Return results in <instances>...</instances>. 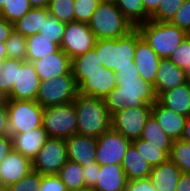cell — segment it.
I'll use <instances>...</instances> for the list:
<instances>
[{
	"label": "cell",
	"mask_w": 190,
	"mask_h": 191,
	"mask_svg": "<svg viewBox=\"0 0 190 191\" xmlns=\"http://www.w3.org/2000/svg\"><path fill=\"white\" fill-rule=\"evenodd\" d=\"M42 126L51 138L67 139L77 134V112L74 103L45 107Z\"/></svg>",
	"instance_id": "8992f818"
},
{
	"label": "cell",
	"mask_w": 190,
	"mask_h": 191,
	"mask_svg": "<svg viewBox=\"0 0 190 191\" xmlns=\"http://www.w3.org/2000/svg\"><path fill=\"white\" fill-rule=\"evenodd\" d=\"M42 174L31 170L25 177L18 182L7 187L9 191H39Z\"/></svg>",
	"instance_id": "60d3db41"
},
{
	"label": "cell",
	"mask_w": 190,
	"mask_h": 191,
	"mask_svg": "<svg viewBox=\"0 0 190 191\" xmlns=\"http://www.w3.org/2000/svg\"><path fill=\"white\" fill-rule=\"evenodd\" d=\"M68 161L65 139L49 137L32 161V170L42 175L58 174Z\"/></svg>",
	"instance_id": "9c48e42d"
},
{
	"label": "cell",
	"mask_w": 190,
	"mask_h": 191,
	"mask_svg": "<svg viewBox=\"0 0 190 191\" xmlns=\"http://www.w3.org/2000/svg\"><path fill=\"white\" fill-rule=\"evenodd\" d=\"M102 2L116 3L117 0H102Z\"/></svg>",
	"instance_id": "680465c9"
},
{
	"label": "cell",
	"mask_w": 190,
	"mask_h": 191,
	"mask_svg": "<svg viewBox=\"0 0 190 191\" xmlns=\"http://www.w3.org/2000/svg\"><path fill=\"white\" fill-rule=\"evenodd\" d=\"M77 134L98 138L111 128V116L104 99L77 94Z\"/></svg>",
	"instance_id": "7a4b0ae2"
},
{
	"label": "cell",
	"mask_w": 190,
	"mask_h": 191,
	"mask_svg": "<svg viewBox=\"0 0 190 191\" xmlns=\"http://www.w3.org/2000/svg\"><path fill=\"white\" fill-rule=\"evenodd\" d=\"M0 103H7V98L2 93H0Z\"/></svg>",
	"instance_id": "9f6ffc18"
},
{
	"label": "cell",
	"mask_w": 190,
	"mask_h": 191,
	"mask_svg": "<svg viewBox=\"0 0 190 191\" xmlns=\"http://www.w3.org/2000/svg\"><path fill=\"white\" fill-rule=\"evenodd\" d=\"M98 4L97 0H75L74 21L88 23Z\"/></svg>",
	"instance_id": "b9f144b4"
},
{
	"label": "cell",
	"mask_w": 190,
	"mask_h": 191,
	"mask_svg": "<svg viewBox=\"0 0 190 191\" xmlns=\"http://www.w3.org/2000/svg\"><path fill=\"white\" fill-rule=\"evenodd\" d=\"M163 0H142L145 12L151 17L159 7V3Z\"/></svg>",
	"instance_id": "f907efd6"
},
{
	"label": "cell",
	"mask_w": 190,
	"mask_h": 191,
	"mask_svg": "<svg viewBox=\"0 0 190 191\" xmlns=\"http://www.w3.org/2000/svg\"><path fill=\"white\" fill-rule=\"evenodd\" d=\"M122 167L128 181L148 178L152 170V166L132 144L127 148L122 161Z\"/></svg>",
	"instance_id": "d4e9b609"
},
{
	"label": "cell",
	"mask_w": 190,
	"mask_h": 191,
	"mask_svg": "<svg viewBox=\"0 0 190 191\" xmlns=\"http://www.w3.org/2000/svg\"><path fill=\"white\" fill-rule=\"evenodd\" d=\"M48 15L47 8H32L22 18L13 23V31L25 37L39 33Z\"/></svg>",
	"instance_id": "484cf974"
},
{
	"label": "cell",
	"mask_w": 190,
	"mask_h": 191,
	"mask_svg": "<svg viewBox=\"0 0 190 191\" xmlns=\"http://www.w3.org/2000/svg\"><path fill=\"white\" fill-rule=\"evenodd\" d=\"M157 100L165 107L185 117L190 116L189 82L162 92Z\"/></svg>",
	"instance_id": "cb8c5ba5"
},
{
	"label": "cell",
	"mask_w": 190,
	"mask_h": 191,
	"mask_svg": "<svg viewBox=\"0 0 190 191\" xmlns=\"http://www.w3.org/2000/svg\"><path fill=\"white\" fill-rule=\"evenodd\" d=\"M32 63L41 82L68 74L72 68V59L61 48Z\"/></svg>",
	"instance_id": "2e32d148"
},
{
	"label": "cell",
	"mask_w": 190,
	"mask_h": 191,
	"mask_svg": "<svg viewBox=\"0 0 190 191\" xmlns=\"http://www.w3.org/2000/svg\"><path fill=\"white\" fill-rule=\"evenodd\" d=\"M102 67L94 49L73 58L71 71L76 85L78 86L84 79L88 78V74L100 70Z\"/></svg>",
	"instance_id": "4316f807"
},
{
	"label": "cell",
	"mask_w": 190,
	"mask_h": 191,
	"mask_svg": "<svg viewBox=\"0 0 190 191\" xmlns=\"http://www.w3.org/2000/svg\"><path fill=\"white\" fill-rule=\"evenodd\" d=\"M0 191H9L7 187H0Z\"/></svg>",
	"instance_id": "91938a15"
},
{
	"label": "cell",
	"mask_w": 190,
	"mask_h": 191,
	"mask_svg": "<svg viewBox=\"0 0 190 191\" xmlns=\"http://www.w3.org/2000/svg\"><path fill=\"white\" fill-rule=\"evenodd\" d=\"M157 101L154 87L139 76L136 67L116 72V87L104 98L109 115L126 107H152Z\"/></svg>",
	"instance_id": "6da1fadb"
},
{
	"label": "cell",
	"mask_w": 190,
	"mask_h": 191,
	"mask_svg": "<svg viewBox=\"0 0 190 191\" xmlns=\"http://www.w3.org/2000/svg\"><path fill=\"white\" fill-rule=\"evenodd\" d=\"M11 138L13 151L21 153L32 162L49 137L47 131L41 126L24 133L13 134Z\"/></svg>",
	"instance_id": "d6986e66"
},
{
	"label": "cell",
	"mask_w": 190,
	"mask_h": 191,
	"mask_svg": "<svg viewBox=\"0 0 190 191\" xmlns=\"http://www.w3.org/2000/svg\"><path fill=\"white\" fill-rule=\"evenodd\" d=\"M43 110L37 101L7 99L10 135L41 127Z\"/></svg>",
	"instance_id": "52a82bcc"
},
{
	"label": "cell",
	"mask_w": 190,
	"mask_h": 191,
	"mask_svg": "<svg viewBox=\"0 0 190 191\" xmlns=\"http://www.w3.org/2000/svg\"><path fill=\"white\" fill-rule=\"evenodd\" d=\"M50 0H29L32 8H47Z\"/></svg>",
	"instance_id": "db71d44e"
},
{
	"label": "cell",
	"mask_w": 190,
	"mask_h": 191,
	"mask_svg": "<svg viewBox=\"0 0 190 191\" xmlns=\"http://www.w3.org/2000/svg\"><path fill=\"white\" fill-rule=\"evenodd\" d=\"M175 191H190V174L182 173Z\"/></svg>",
	"instance_id": "816d5d0a"
},
{
	"label": "cell",
	"mask_w": 190,
	"mask_h": 191,
	"mask_svg": "<svg viewBox=\"0 0 190 191\" xmlns=\"http://www.w3.org/2000/svg\"><path fill=\"white\" fill-rule=\"evenodd\" d=\"M187 82L188 77L183 69L177 67L169 59H160L155 83L153 84L157 97L162 92Z\"/></svg>",
	"instance_id": "44dd1931"
},
{
	"label": "cell",
	"mask_w": 190,
	"mask_h": 191,
	"mask_svg": "<svg viewBox=\"0 0 190 191\" xmlns=\"http://www.w3.org/2000/svg\"><path fill=\"white\" fill-rule=\"evenodd\" d=\"M181 174V169L168 160L152 167L148 178L157 191H175Z\"/></svg>",
	"instance_id": "603a6c76"
},
{
	"label": "cell",
	"mask_w": 190,
	"mask_h": 191,
	"mask_svg": "<svg viewBox=\"0 0 190 191\" xmlns=\"http://www.w3.org/2000/svg\"><path fill=\"white\" fill-rule=\"evenodd\" d=\"M137 30L160 59H168L189 35L170 22L152 20L139 25Z\"/></svg>",
	"instance_id": "277c9868"
},
{
	"label": "cell",
	"mask_w": 190,
	"mask_h": 191,
	"mask_svg": "<svg viewBox=\"0 0 190 191\" xmlns=\"http://www.w3.org/2000/svg\"><path fill=\"white\" fill-rule=\"evenodd\" d=\"M41 80L32 62L21 61L18 69L17 84H15L7 99L36 101Z\"/></svg>",
	"instance_id": "4fadbf2b"
},
{
	"label": "cell",
	"mask_w": 190,
	"mask_h": 191,
	"mask_svg": "<svg viewBox=\"0 0 190 191\" xmlns=\"http://www.w3.org/2000/svg\"><path fill=\"white\" fill-rule=\"evenodd\" d=\"M140 138L154 146H161V149L165 150L168 154L174 141L163 131L152 115L147 119Z\"/></svg>",
	"instance_id": "f1b7e54d"
},
{
	"label": "cell",
	"mask_w": 190,
	"mask_h": 191,
	"mask_svg": "<svg viewBox=\"0 0 190 191\" xmlns=\"http://www.w3.org/2000/svg\"><path fill=\"white\" fill-rule=\"evenodd\" d=\"M18 69H21V60L18 59L5 58L0 66V93L5 97L17 84Z\"/></svg>",
	"instance_id": "1f68e13d"
},
{
	"label": "cell",
	"mask_w": 190,
	"mask_h": 191,
	"mask_svg": "<svg viewBox=\"0 0 190 191\" xmlns=\"http://www.w3.org/2000/svg\"><path fill=\"white\" fill-rule=\"evenodd\" d=\"M32 9L29 0H8L0 10V17H3L10 23L22 18Z\"/></svg>",
	"instance_id": "8d00e7d4"
},
{
	"label": "cell",
	"mask_w": 190,
	"mask_h": 191,
	"mask_svg": "<svg viewBox=\"0 0 190 191\" xmlns=\"http://www.w3.org/2000/svg\"><path fill=\"white\" fill-rule=\"evenodd\" d=\"M96 40L118 39L135 28L125 18L116 3L100 2L88 22Z\"/></svg>",
	"instance_id": "5b68a950"
},
{
	"label": "cell",
	"mask_w": 190,
	"mask_h": 191,
	"mask_svg": "<svg viewBox=\"0 0 190 191\" xmlns=\"http://www.w3.org/2000/svg\"><path fill=\"white\" fill-rule=\"evenodd\" d=\"M168 59L183 69L188 78L190 77V35L173 51Z\"/></svg>",
	"instance_id": "f35d334b"
},
{
	"label": "cell",
	"mask_w": 190,
	"mask_h": 191,
	"mask_svg": "<svg viewBox=\"0 0 190 191\" xmlns=\"http://www.w3.org/2000/svg\"><path fill=\"white\" fill-rule=\"evenodd\" d=\"M134 63L139 72V76L153 85L155 83L160 58L143 39L137 28Z\"/></svg>",
	"instance_id": "5bb4252c"
},
{
	"label": "cell",
	"mask_w": 190,
	"mask_h": 191,
	"mask_svg": "<svg viewBox=\"0 0 190 191\" xmlns=\"http://www.w3.org/2000/svg\"><path fill=\"white\" fill-rule=\"evenodd\" d=\"M39 191H68L57 174L42 175Z\"/></svg>",
	"instance_id": "ee69618b"
},
{
	"label": "cell",
	"mask_w": 190,
	"mask_h": 191,
	"mask_svg": "<svg viewBox=\"0 0 190 191\" xmlns=\"http://www.w3.org/2000/svg\"><path fill=\"white\" fill-rule=\"evenodd\" d=\"M8 2V0H0V10L4 7V5Z\"/></svg>",
	"instance_id": "6f0895ef"
},
{
	"label": "cell",
	"mask_w": 190,
	"mask_h": 191,
	"mask_svg": "<svg viewBox=\"0 0 190 191\" xmlns=\"http://www.w3.org/2000/svg\"><path fill=\"white\" fill-rule=\"evenodd\" d=\"M115 87L116 73L111 69L102 67L100 70L88 74V78L78 85V93L104 99Z\"/></svg>",
	"instance_id": "9a60e30c"
},
{
	"label": "cell",
	"mask_w": 190,
	"mask_h": 191,
	"mask_svg": "<svg viewBox=\"0 0 190 191\" xmlns=\"http://www.w3.org/2000/svg\"><path fill=\"white\" fill-rule=\"evenodd\" d=\"M184 0H163L159 3L156 12L150 17V20L157 22H170L176 12L183 5Z\"/></svg>",
	"instance_id": "ab89813d"
},
{
	"label": "cell",
	"mask_w": 190,
	"mask_h": 191,
	"mask_svg": "<svg viewBox=\"0 0 190 191\" xmlns=\"http://www.w3.org/2000/svg\"><path fill=\"white\" fill-rule=\"evenodd\" d=\"M151 115L170 138L181 139L187 117L163 106L158 100L152 104Z\"/></svg>",
	"instance_id": "ffe728a7"
},
{
	"label": "cell",
	"mask_w": 190,
	"mask_h": 191,
	"mask_svg": "<svg viewBox=\"0 0 190 191\" xmlns=\"http://www.w3.org/2000/svg\"><path fill=\"white\" fill-rule=\"evenodd\" d=\"M12 32L13 23H10L3 17H0V43H5Z\"/></svg>",
	"instance_id": "681fc988"
},
{
	"label": "cell",
	"mask_w": 190,
	"mask_h": 191,
	"mask_svg": "<svg viewBox=\"0 0 190 191\" xmlns=\"http://www.w3.org/2000/svg\"><path fill=\"white\" fill-rule=\"evenodd\" d=\"M66 23L58 21L54 16L48 15L43 22L42 29L39 34L51 40V43L61 45L65 32Z\"/></svg>",
	"instance_id": "d590c367"
},
{
	"label": "cell",
	"mask_w": 190,
	"mask_h": 191,
	"mask_svg": "<svg viewBox=\"0 0 190 191\" xmlns=\"http://www.w3.org/2000/svg\"><path fill=\"white\" fill-rule=\"evenodd\" d=\"M27 40V54L26 61L33 62L53 54L60 49V46L51 43V40L42 37L39 33L26 37Z\"/></svg>",
	"instance_id": "83f0119b"
},
{
	"label": "cell",
	"mask_w": 190,
	"mask_h": 191,
	"mask_svg": "<svg viewBox=\"0 0 190 191\" xmlns=\"http://www.w3.org/2000/svg\"><path fill=\"white\" fill-rule=\"evenodd\" d=\"M97 183L91 191H125L128 178L122 165H100Z\"/></svg>",
	"instance_id": "7402d4cb"
},
{
	"label": "cell",
	"mask_w": 190,
	"mask_h": 191,
	"mask_svg": "<svg viewBox=\"0 0 190 191\" xmlns=\"http://www.w3.org/2000/svg\"><path fill=\"white\" fill-rule=\"evenodd\" d=\"M131 144L152 167L169 160V154L161 146H154L141 138L131 141Z\"/></svg>",
	"instance_id": "d6a6232c"
},
{
	"label": "cell",
	"mask_w": 190,
	"mask_h": 191,
	"mask_svg": "<svg viewBox=\"0 0 190 191\" xmlns=\"http://www.w3.org/2000/svg\"><path fill=\"white\" fill-rule=\"evenodd\" d=\"M170 23L190 35V0H184Z\"/></svg>",
	"instance_id": "7bdbcfd3"
},
{
	"label": "cell",
	"mask_w": 190,
	"mask_h": 191,
	"mask_svg": "<svg viewBox=\"0 0 190 191\" xmlns=\"http://www.w3.org/2000/svg\"><path fill=\"white\" fill-rule=\"evenodd\" d=\"M130 144V140L110 128L97 138V148L95 152L96 163L99 165H122L124 155Z\"/></svg>",
	"instance_id": "7c38bea8"
},
{
	"label": "cell",
	"mask_w": 190,
	"mask_h": 191,
	"mask_svg": "<svg viewBox=\"0 0 190 191\" xmlns=\"http://www.w3.org/2000/svg\"><path fill=\"white\" fill-rule=\"evenodd\" d=\"M152 107H126L111 117V128L130 141L141 137Z\"/></svg>",
	"instance_id": "30bf717a"
},
{
	"label": "cell",
	"mask_w": 190,
	"mask_h": 191,
	"mask_svg": "<svg viewBox=\"0 0 190 191\" xmlns=\"http://www.w3.org/2000/svg\"><path fill=\"white\" fill-rule=\"evenodd\" d=\"M136 28L128 35L118 39L96 40L94 50L100 66L113 70L133 69L135 66Z\"/></svg>",
	"instance_id": "3957f363"
},
{
	"label": "cell",
	"mask_w": 190,
	"mask_h": 191,
	"mask_svg": "<svg viewBox=\"0 0 190 191\" xmlns=\"http://www.w3.org/2000/svg\"><path fill=\"white\" fill-rule=\"evenodd\" d=\"M78 94V86L72 75H61L40 83L36 101L43 107L72 103Z\"/></svg>",
	"instance_id": "ba28073f"
},
{
	"label": "cell",
	"mask_w": 190,
	"mask_h": 191,
	"mask_svg": "<svg viewBox=\"0 0 190 191\" xmlns=\"http://www.w3.org/2000/svg\"><path fill=\"white\" fill-rule=\"evenodd\" d=\"M95 42V35L90 30L88 23L74 21L66 23L60 48L73 59L92 50Z\"/></svg>",
	"instance_id": "8fae6325"
},
{
	"label": "cell",
	"mask_w": 190,
	"mask_h": 191,
	"mask_svg": "<svg viewBox=\"0 0 190 191\" xmlns=\"http://www.w3.org/2000/svg\"><path fill=\"white\" fill-rule=\"evenodd\" d=\"M10 135L7 103H0V136Z\"/></svg>",
	"instance_id": "7dc6e473"
},
{
	"label": "cell",
	"mask_w": 190,
	"mask_h": 191,
	"mask_svg": "<svg viewBox=\"0 0 190 191\" xmlns=\"http://www.w3.org/2000/svg\"><path fill=\"white\" fill-rule=\"evenodd\" d=\"M169 160L175 163L182 173L190 174V143L182 139L174 140L169 153Z\"/></svg>",
	"instance_id": "836d02e7"
},
{
	"label": "cell",
	"mask_w": 190,
	"mask_h": 191,
	"mask_svg": "<svg viewBox=\"0 0 190 191\" xmlns=\"http://www.w3.org/2000/svg\"><path fill=\"white\" fill-rule=\"evenodd\" d=\"M5 58H7L6 45L5 43H0V66Z\"/></svg>",
	"instance_id": "11a10c76"
},
{
	"label": "cell",
	"mask_w": 190,
	"mask_h": 191,
	"mask_svg": "<svg viewBox=\"0 0 190 191\" xmlns=\"http://www.w3.org/2000/svg\"><path fill=\"white\" fill-rule=\"evenodd\" d=\"M7 58L26 61L27 40L25 36L12 32L5 41Z\"/></svg>",
	"instance_id": "74e56055"
},
{
	"label": "cell",
	"mask_w": 190,
	"mask_h": 191,
	"mask_svg": "<svg viewBox=\"0 0 190 191\" xmlns=\"http://www.w3.org/2000/svg\"><path fill=\"white\" fill-rule=\"evenodd\" d=\"M83 166L68 160L59 170L58 176L68 191H88L85 186Z\"/></svg>",
	"instance_id": "f546056e"
},
{
	"label": "cell",
	"mask_w": 190,
	"mask_h": 191,
	"mask_svg": "<svg viewBox=\"0 0 190 191\" xmlns=\"http://www.w3.org/2000/svg\"><path fill=\"white\" fill-rule=\"evenodd\" d=\"M125 191H157L149 178L128 181Z\"/></svg>",
	"instance_id": "bcb514c9"
},
{
	"label": "cell",
	"mask_w": 190,
	"mask_h": 191,
	"mask_svg": "<svg viewBox=\"0 0 190 191\" xmlns=\"http://www.w3.org/2000/svg\"><path fill=\"white\" fill-rule=\"evenodd\" d=\"M116 5L134 28L150 20L142 0H117Z\"/></svg>",
	"instance_id": "4dcf8cb0"
},
{
	"label": "cell",
	"mask_w": 190,
	"mask_h": 191,
	"mask_svg": "<svg viewBox=\"0 0 190 191\" xmlns=\"http://www.w3.org/2000/svg\"><path fill=\"white\" fill-rule=\"evenodd\" d=\"M65 141L68 160L79 163L81 166L96 162L97 138L74 134Z\"/></svg>",
	"instance_id": "ac0fdd59"
},
{
	"label": "cell",
	"mask_w": 190,
	"mask_h": 191,
	"mask_svg": "<svg viewBox=\"0 0 190 191\" xmlns=\"http://www.w3.org/2000/svg\"><path fill=\"white\" fill-rule=\"evenodd\" d=\"M181 139L185 142L190 143V116L187 117Z\"/></svg>",
	"instance_id": "f5cc1de1"
},
{
	"label": "cell",
	"mask_w": 190,
	"mask_h": 191,
	"mask_svg": "<svg viewBox=\"0 0 190 191\" xmlns=\"http://www.w3.org/2000/svg\"><path fill=\"white\" fill-rule=\"evenodd\" d=\"M31 170L32 162L12 150L0 163V187H8L18 182Z\"/></svg>",
	"instance_id": "e0dca14e"
},
{
	"label": "cell",
	"mask_w": 190,
	"mask_h": 191,
	"mask_svg": "<svg viewBox=\"0 0 190 191\" xmlns=\"http://www.w3.org/2000/svg\"><path fill=\"white\" fill-rule=\"evenodd\" d=\"M12 150L11 135L0 136V163Z\"/></svg>",
	"instance_id": "c3c4849f"
},
{
	"label": "cell",
	"mask_w": 190,
	"mask_h": 191,
	"mask_svg": "<svg viewBox=\"0 0 190 191\" xmlns=\"http://www.w3.org/2000/svg\"><path fill=\"white\" fill-rule=\"evenodd\" d=\"M100 165L98 163H90L87 166H83V175L85 180V186L88 191H91L97 183V175Z\"/></svg>",
	"instance_id": "f6af8a7d"
},
{
	"label": "cell",
	"mask_w": 190,
	"mask_h": 191,
	"mask_svg": "<svg viewBox=\"0 0 190 191\" xmlns=\"http://www.w3.org/2000/svg\"><path fill=\"white\" fill-rule=\"evenodd\" d=\"M75 0H50L48 12L63 23L74 22Z\"/></svg>",
	"instance_id": "e575fe53"
}]
</instances>
